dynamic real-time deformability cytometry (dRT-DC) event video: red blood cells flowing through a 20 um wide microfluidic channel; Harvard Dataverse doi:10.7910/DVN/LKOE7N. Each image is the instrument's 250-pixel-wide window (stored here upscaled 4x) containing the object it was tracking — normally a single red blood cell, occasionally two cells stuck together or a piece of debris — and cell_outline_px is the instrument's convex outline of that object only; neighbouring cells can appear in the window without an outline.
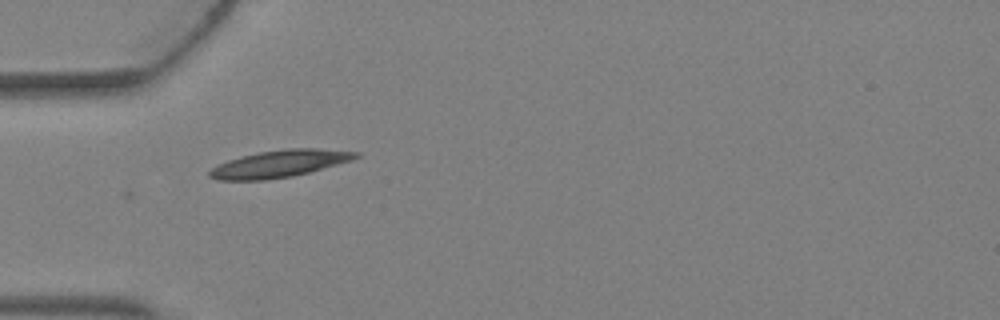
{"species": "Egyptian fruit bat (a non-hibernating species)", "species_latin": "Rousettus aegyptiacus", "temperature_condition": "warm", "stored_images_in_passage": 1, "camera_frame_rate_fps": 3000, "um_per_image_px": 0.085, "animal": {"sex": "female"}, "frame": {"image": 1, "passage_image": 1, "time_ms": 0.0, "image_size_px": [1000, 320], "cell_outline_px": [[360, 156], [352, 160], [308, 172], [292, 176], [264, 180], [220, 180], [208, 176], [208, 172], [216, 164], [228, 160], [260, 152], [284, 148], [316, 148], [360, 152]], "centroid_in_image_um": [23.75, 13.91], "position_along_channel_um": 61.2, "area_um2": 22.95}}